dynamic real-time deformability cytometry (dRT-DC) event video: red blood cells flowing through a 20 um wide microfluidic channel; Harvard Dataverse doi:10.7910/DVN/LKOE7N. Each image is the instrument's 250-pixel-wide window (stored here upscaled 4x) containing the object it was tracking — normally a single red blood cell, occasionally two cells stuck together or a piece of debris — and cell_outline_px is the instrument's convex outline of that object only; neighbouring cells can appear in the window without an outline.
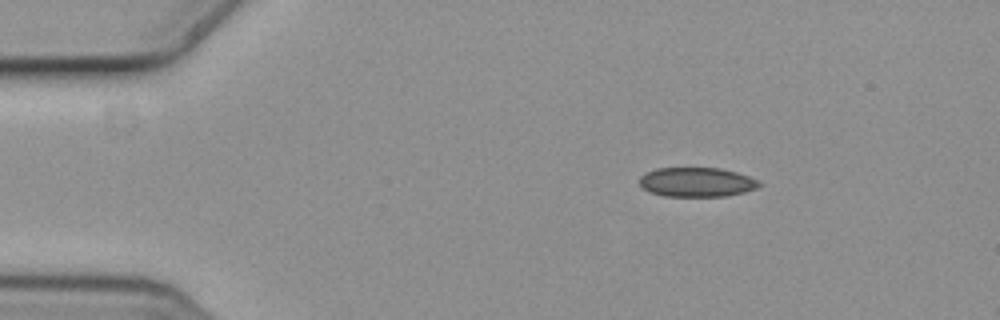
{"species": "common noctule bat (a hibernating species)", "species_latin": "Nyctalus noctula", "temperature_condition": "cold", "stored_images_in_passage": 4, "camera_frame_rate_fps": 3000, "um_per_image_px": 0.085, "animal": {"sex": "female", "body_mass_g": 19.3, "forearm_length_mm": 54.1}, "frame": {"image": 1, "passage_image": 1, "time_ms": 0.0, "image_size_px": [1000, 320], "cell_outline_px": [[760, 184], [756, 188], [744, 192], [728, 196], [664, 196], [648, 192], [640, 184], [640, 176], [644, 172], [656, 168], [720, 168], [736, 172], [748, 176], [756, 180]], "centroid_in_image_um": [59.17, 15.48], "position_along_channel_um": 25.8, "area_um2": 20.46}}
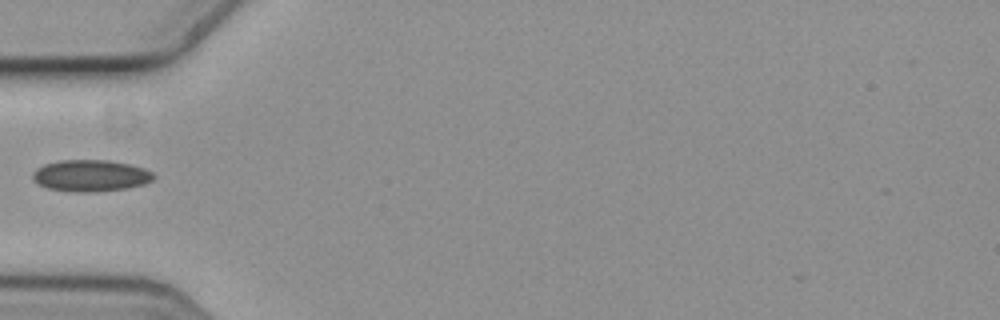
{"frame": {"image": 2, "passage_image": 4, "time_ms": 1.0, "image_size_px": [1000, 320], "cell_outline_px": [[156, 176], [152, 180], [144, 184], [124, 188], [96, 192], [76, 192], [48, 188], [32, 180], [32, 172], [36, 168], [44, 164], [60, 160], [108, 160], [128, 164], [144, 168], [152, 172]], "centroid_in_image_um": [7.68, 14.92], "position_along_channel_um": 77.3, "area_um2": 22.25}}